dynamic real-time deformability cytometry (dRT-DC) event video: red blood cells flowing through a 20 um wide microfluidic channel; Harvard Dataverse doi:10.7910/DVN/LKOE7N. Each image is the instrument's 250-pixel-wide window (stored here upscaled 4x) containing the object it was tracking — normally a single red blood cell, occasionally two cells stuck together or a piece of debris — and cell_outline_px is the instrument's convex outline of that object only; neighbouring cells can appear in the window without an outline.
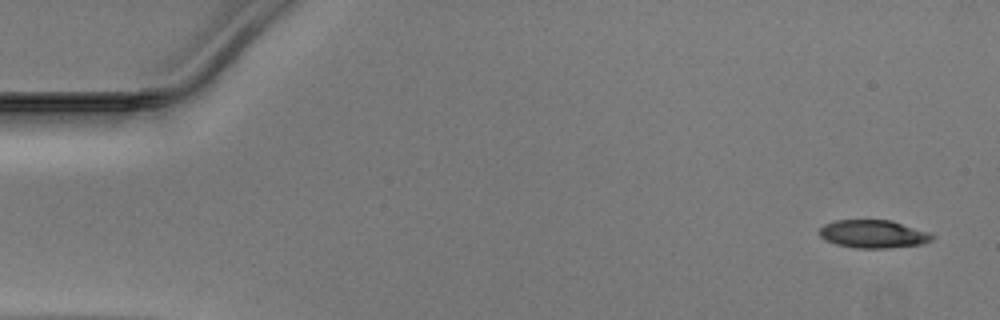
{"species": "Egyptian fruit bat (a non-hibernating species)", "species_latin": "Rousettus aegyptiacus", "temperature_condition": "warm", "stored_images_in_passage": 13, "camera_frame_rate_fps": 3000, "um_per_image_px": 0.085, "animal": {"sex": "male"}, "frame": {"image": 1, "passage_image": 1, "time_ms": 0.0, "image_size_px": [1000, 320], "cell_outline_px": [[932, 240], [924, 244], [888, 248], [856, 248], [836, 244], [824, 240], [820, 236], [820, 228], [824, 224], [836, 220], [892, 220], [932, 232]], "centroid_in_image_um": [74.26, 19.89], "position_along_channel_um": 10.7, "area_um2": 18.61}}